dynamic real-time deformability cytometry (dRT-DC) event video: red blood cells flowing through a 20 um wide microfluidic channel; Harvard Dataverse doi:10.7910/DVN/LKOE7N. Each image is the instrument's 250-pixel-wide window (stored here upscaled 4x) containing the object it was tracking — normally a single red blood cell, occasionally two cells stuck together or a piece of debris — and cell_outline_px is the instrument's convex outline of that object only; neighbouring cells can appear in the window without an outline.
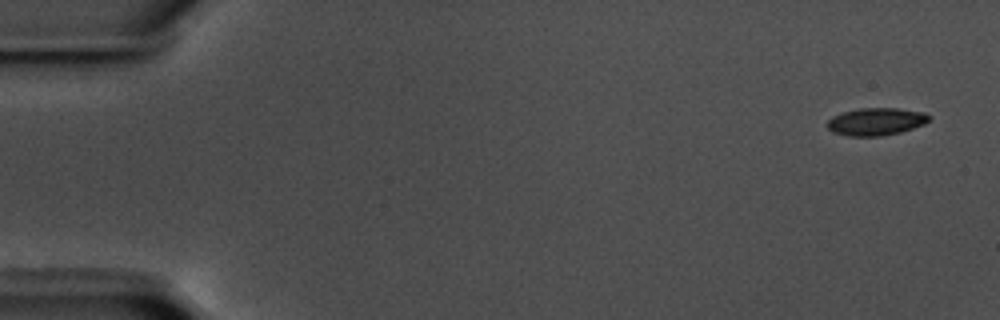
{"species": "common noctule bat (a hibernating species)", "species_latin": "Nyctalus noctula", "temperature_condition": "warm", "stored_images_in_passage": 57, "camera_frame_rate_fps": 3000, "um_per_image_px": 0.085, "animal": {"sex": "male", "body_mass_g": 17.5, "forearm_length_mm": 52.3}, "frame": {"image": 1, "passage_image": 1, "time_ms": 0.0, "image_size_px": [1000, 320], "cell_outline_px": [[932, 116], [924, 124], [900, 132], [880, 136], [848, 136], [832, 132], [828, 128], [828, 120], [832, 116], [844, 112], [860, 108], [900, 108], [924, 112]], "centroid_in_image_um": [74.47, 10.33], "position_along_channel_um": 10.5, "area_um2": 16.3}}
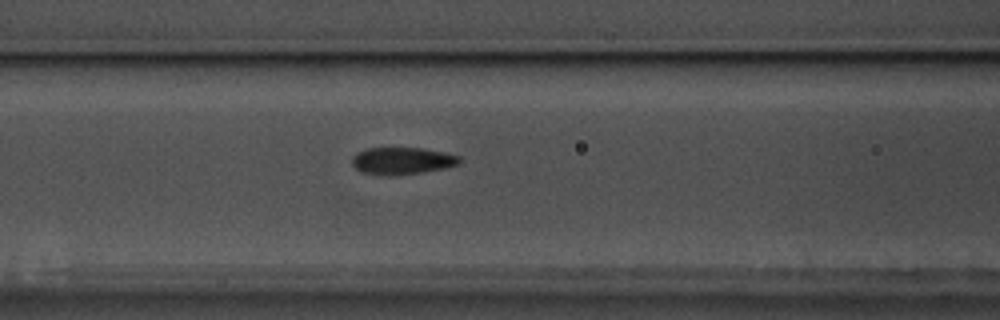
{"frame": {"image": 2, "passage_image": 23, "time_ms": 7.333, "image_size_px": [1000, 320], "cell_outline_px": [[460, 160], [456, 164], [444, 168], [420, 172], [388, 176], [360, 172], [352, 164], [352, 156], [356, 152], [364, 148], [424, 148], [460, 156]], "centroid_in_image_um": [34.1, 13.66], "position_along_channel_um": 132.5, "area_um2": 16.88}}
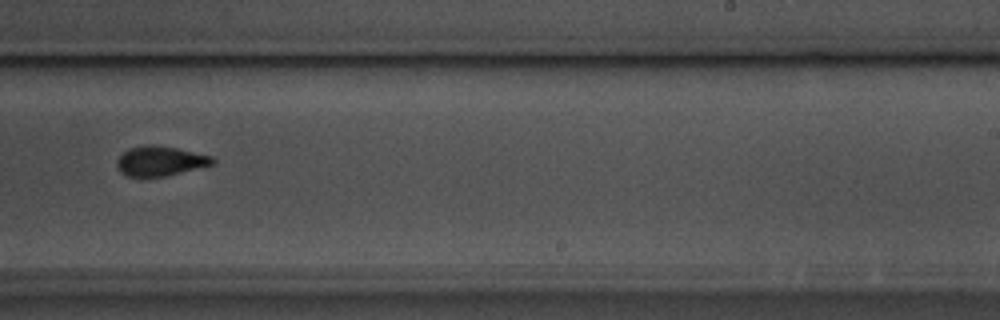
{"frame": {"image": 3, "passage_image": 35, "time_ms": 11.333, "image_size_px": [1000, 320], "cell_outline_px": [[216, 164], [164, 176], [128, 176], [120, 172], [116, 164], [116, 160], [128, 148], [144, 144], [152, 144], [176, 148], [212, 156], [216, 160]], "centroid_in_image_um": [13.62, 13.67], "position_along_channel_um": 275.4, "area_um2": 16.59}, "authors_computed_cell_mechanics": {"area_um2": 16.4152, "velocity_mm_per_s": 3.5797, "shape_relaxation_time_tau1_ms": 3.4729, "shape_relaxation_time_tau2_ms": 2.2881, "deformation_change_tau1": 0.1299, "deformation_change_tau2": 0.0792}}